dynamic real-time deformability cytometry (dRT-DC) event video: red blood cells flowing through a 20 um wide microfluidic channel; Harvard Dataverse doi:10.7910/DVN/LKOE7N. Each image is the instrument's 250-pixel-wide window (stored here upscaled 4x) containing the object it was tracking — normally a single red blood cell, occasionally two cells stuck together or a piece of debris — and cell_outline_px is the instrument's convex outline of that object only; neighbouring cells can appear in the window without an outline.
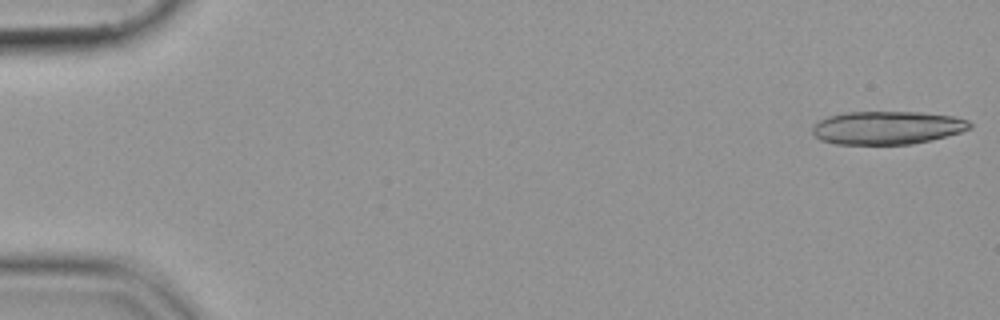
{"species": "common noctule bat (a hibernating species)", "species_latin": "Nyctalus noctula", "temperature_condition": "cold", "stored_images_in_passage": 19, "camera_frame_rate_fps": 3000, "um_per_image_px": 0.085, "animal": {"sex": "female", "body_mass_g": 19.9}, "frame": {"image": 1, "passage_image": 1, "time_ms": 0.0, "image_size_px": [1000, 320], "cell_outline_px": [[972, 128], [960, 132], [912, 144], [836, 144], [820, 140], [812, 132], [812, 128], [820, 120], [828, 116], [844, 112], [920, 112], [952, 116], [968, 120], [972, 124]], "centroid_in_image_um": [75.4, 10.85], "position_along_channel_um": 9.6, "area_um2": 30.29}}